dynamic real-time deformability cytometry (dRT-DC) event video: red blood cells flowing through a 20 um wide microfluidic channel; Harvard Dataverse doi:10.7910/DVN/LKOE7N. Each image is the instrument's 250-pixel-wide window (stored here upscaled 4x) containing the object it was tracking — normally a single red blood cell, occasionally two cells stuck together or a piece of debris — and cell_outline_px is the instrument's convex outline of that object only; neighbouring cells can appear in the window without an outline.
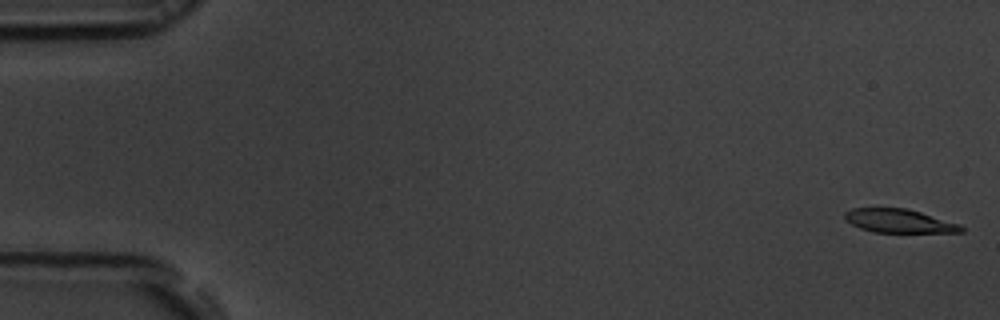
{"species": "common noctule bat (a hibernating species)", "species_latin": "Nyctalus noctula", "temperature_condition": "room temperature", "stored_images_in_passage": 53, "camera_frame_rate_fps": 3000, "um_per_image_px": 0.085, "animal": {"sex": "male", "body_mass_g": 19.5, "forearm_length_mm": 54.6}, "frame": {"image": 1, "passage_image": 1, "time_ms": 0.0, "image_size_px": [1000, 320], "cell_outline_px": [[964, 232], [872, 232], [860, 228], [844, 220], [844, 212], [852, 208], [908, 208], [960, 224], [964, 228]], "centroid_in_image_um": [76.4, 18.77], "position_along_channel_um": 8.6, "area_um2": 16.07}}
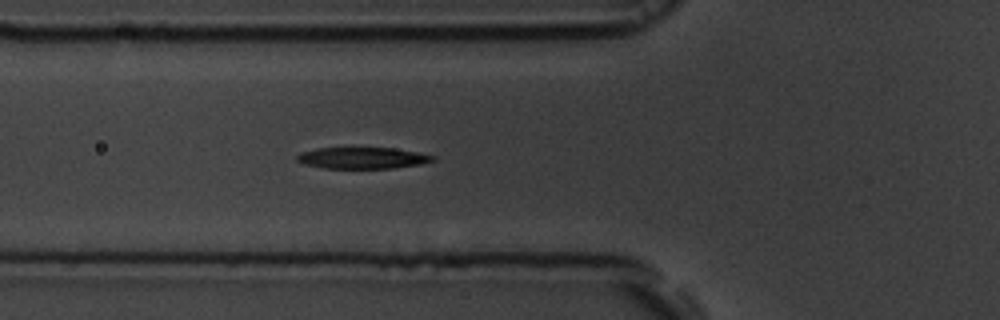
{"frame": {"image": 2, "passage_image": 19, "time_ms": 6.0, "image_size_px": [1000, 320], "cell_outline_px": [[436, 160], [420, 164], [392, 168], [324, 168], [304, 164], [296, 160], [296, 156], [300, 152], [316, 148], [392, 148], [416, 152], [436, 156]], "centroid_in_image_um": [30.79, 13.42], "position_along_channel_um": 95.0, "area_um2": 16.88}}
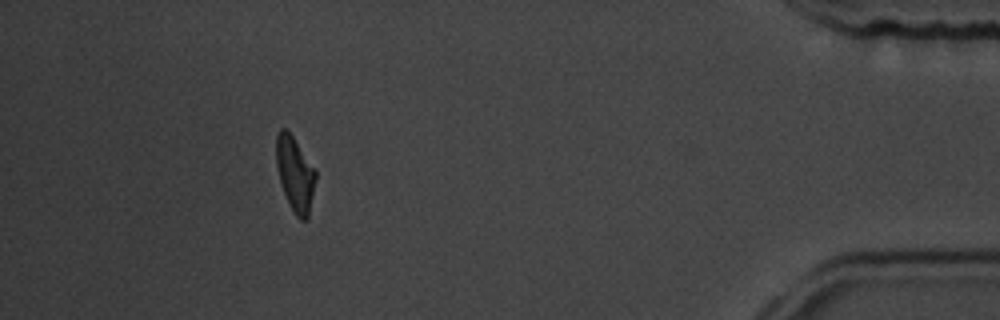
{"frame": {"image": 3, "passage_image": 48, "time_ms": 15.667, "image_size_px": [1000, 320], "cell_outline_px": [[316, 180], [308, 220], [300, 220], [296, 216], [280, 184], [276, 164], [276, 132], [280, 128], [284, 128], [292, 136], [316, 168]], "centroid_in_image_um": [25.09, 14.78], "position_along_channel_um": 410.1, "area_um2": 17.28}, "authors_computed_cell_mechanics": {"area_um2": 18.0914, "velocity_mm_per_s": 3.849, "shape_relaxation_time_tau1_ms": 2.3914, "shape_relaxation_time_tau2_ms": 2.885, "deformation_change_tau1": 0.1723, "deformation_change_tau2": 0.1126}}